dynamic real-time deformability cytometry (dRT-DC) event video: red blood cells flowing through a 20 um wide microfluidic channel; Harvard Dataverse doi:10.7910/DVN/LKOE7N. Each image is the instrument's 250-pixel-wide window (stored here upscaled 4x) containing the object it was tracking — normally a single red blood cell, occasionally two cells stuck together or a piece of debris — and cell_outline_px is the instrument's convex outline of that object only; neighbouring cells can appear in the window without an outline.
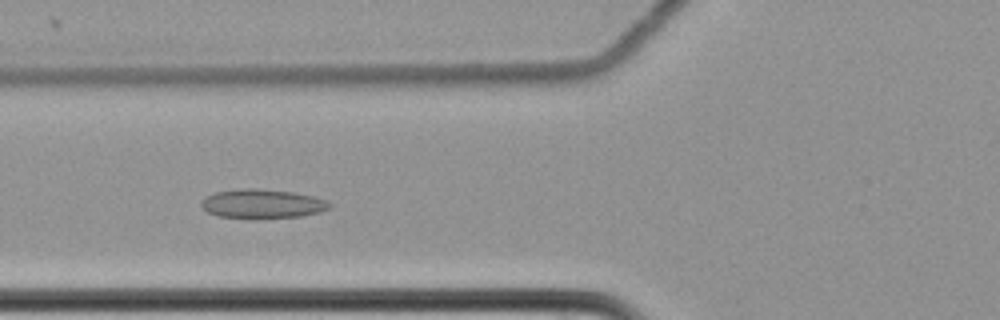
{"species": "common noctule bat (a hibernating species)", "species_latin": "Nyctalus noctula", "temperature_condition": "cold", "stored_images_in_passage": 61, "camera_frame_rate_fps": 3000, "um_per_image_px": 0.085, "animal": {"sex": "female", "body_mass_g": 22.7, "forearm_length_mm": 54.2}, "frame": {"image": 1, "passage_image": 27, "time_ms": 8.667, "image_size_px": [1000, 320], "cell_outline_px": [[332, 208], [320, 212], [300, 216], [216, 216], [208, 212], [200, 204], [208, 196], [216, 192], [248, 188], [256, 188], [292, 192], [312, 196], [328, 200], [332, 204]], "centroid_in_image_um": [22.37, 17.29], "position_along_channel_um": 103.4, "area_um2": 20.87}}
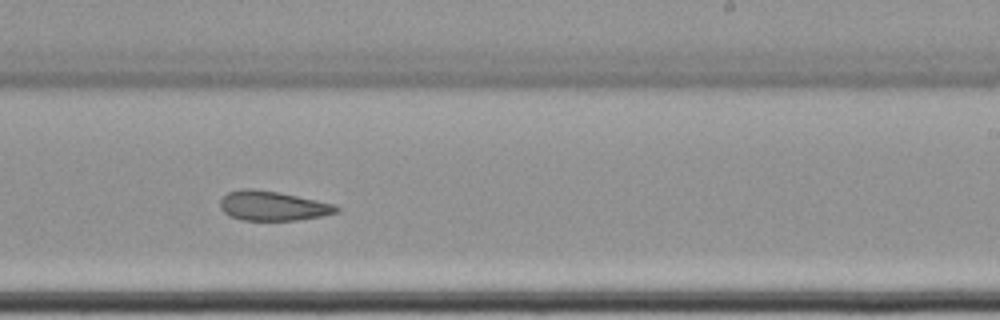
{"frame": {"image": 2, "passage_image": 41, "time_ms": 13.333, "image_size_px": [1000, 320], "cell_outline_px": [[340, 212], [320, 216], [296, 220], [244, 220], [232, 216], [224, 212], [220, 208], [220, 200], [228, 192], [240, 188], [252, 188], [276, 192], [336, 204], [340, 208]], "centroid_in_image_um": [23.19, 17.49], "position_along_channel_um": 265.8, "area_um2": 19.88}}
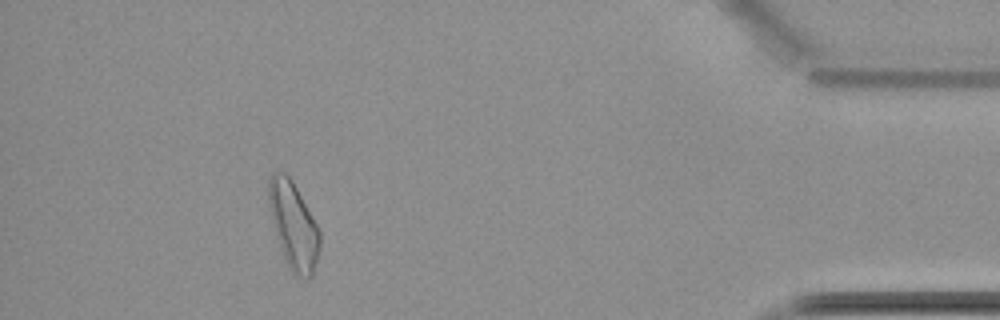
{"frame": {"image": 3, "passage_image": 58, "time_ms": 19.0, "image_size_px": [1000, 320], "cell_outline_px": [[320, 244], [312, 276], [308, 280], [296, 276], [292, 272], [284, 256], [276, 236], [272, 220], [268, 200], [268, 180], [272, 172], [284, 172], [292, 180], [316, 224], [320, 232]], "centroid_in_image_um": [24.93, 19.16], "position_along_channel_um": 410.3, "area_um2": 25.43}}